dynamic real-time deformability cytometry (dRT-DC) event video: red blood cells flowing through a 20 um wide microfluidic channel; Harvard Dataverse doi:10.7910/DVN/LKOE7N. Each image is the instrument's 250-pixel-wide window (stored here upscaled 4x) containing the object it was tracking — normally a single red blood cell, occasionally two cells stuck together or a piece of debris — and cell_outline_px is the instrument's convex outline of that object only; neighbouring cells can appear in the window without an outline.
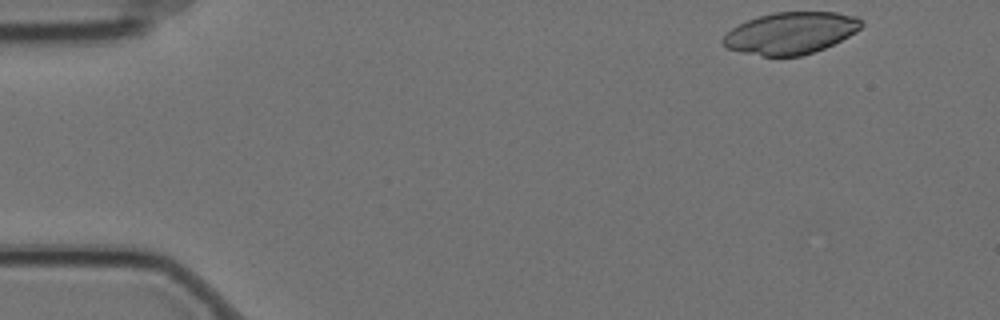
{"species": "Egyptian fruit bat (a non-hibernating species)", "species_latin": "Rousettus aegyptiacus", "temperature_condition": "cold", "stored_images_in_passage": 6, "camera_frame_rate_fps": 3000, "um_per_image_px": 0.085, "animal": {"sex": "female"}, "frame": {"image": 1, "passage_image": 1, "time_ms": 0.0, "image_size_px": [1000, 320], "cell_outline_px": [[864, 24], [856, 32], [824, 48], [800, 56], [764, 56], [740, 52], [728, 48], [720, 40], [732, 28], [748, 20], [760, 16], [776, 12], [836, 12], [856, 16], [864, 20]], "centroid_in_image_um": [67.23, 2.8], "position_along_channel_um": 17.8, "area_um2": 33.52}}